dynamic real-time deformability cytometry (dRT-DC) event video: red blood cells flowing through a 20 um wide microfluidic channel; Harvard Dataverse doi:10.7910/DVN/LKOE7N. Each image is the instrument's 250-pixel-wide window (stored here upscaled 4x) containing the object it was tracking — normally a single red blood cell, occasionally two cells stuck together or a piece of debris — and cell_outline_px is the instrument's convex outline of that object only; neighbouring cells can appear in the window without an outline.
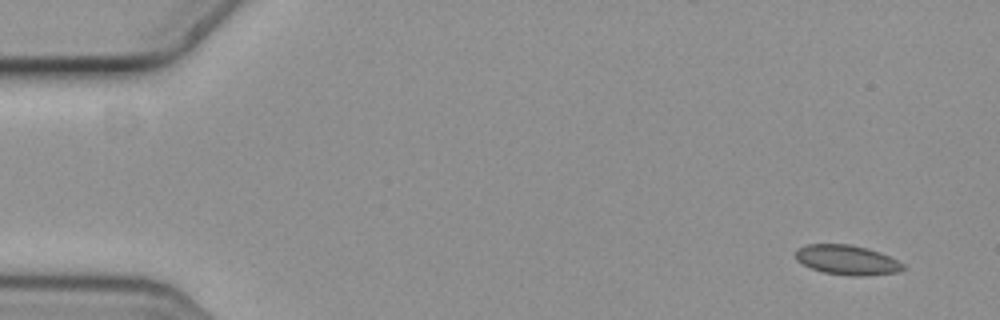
{"species": "common noctule bat (a hibernating species)", "species_latin": "Nyctalus noctula", "temperature_condition": "cold", "stored_images_in_passage": 4, "camera_frame_rate_fps": 3000, "um_per_image_px": 0.085, "animal": {"sex": "female", "body_mass_g": 19.3, "forearm_length_mm": 54.1}, "frame": {"image": 1, "passage_image": 1, "time_ms": 0.0, "image_size_px": [1000, 320], "cell_outline_px": [[908, 268], [900, 272], [868, 276], [852, 276], [824, 272], [812, 268], [796, 260], [796, 248], [808, 244], [852, 244], [868, 248], [880, 252], [904, 264]], "centroid_in_image_um": [72.04, 22.1], "position_along_channel_um": 13.0, "area_um2": 18.79}}